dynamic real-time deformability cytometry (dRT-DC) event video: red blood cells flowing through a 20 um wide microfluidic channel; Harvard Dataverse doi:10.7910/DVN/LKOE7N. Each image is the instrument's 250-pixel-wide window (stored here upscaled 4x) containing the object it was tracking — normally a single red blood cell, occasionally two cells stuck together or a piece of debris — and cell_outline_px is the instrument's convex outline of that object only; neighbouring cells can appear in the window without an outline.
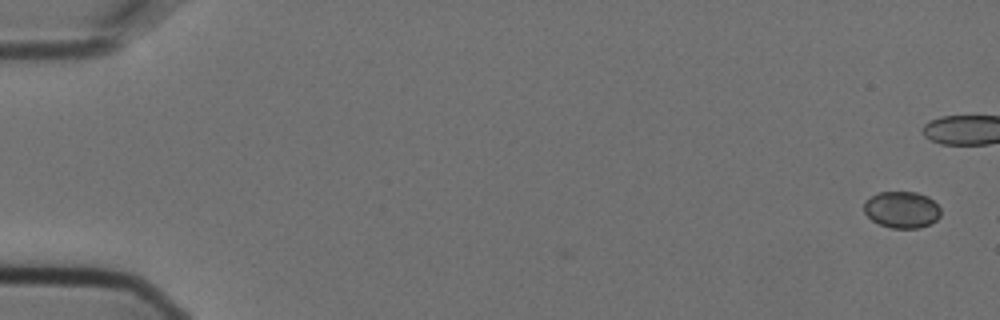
{"species": "Egyptian fruit bat (a non-hibernating species)", "species_latin": "Rousettus aegyptiacus", "temperature_condition": "cold", "stored_images_in_passage": 3, "camera_frame_rate_fps": 3000, "um_per_image_px": 0.085, "animal": {"sex": "female"}, "frame": {"image": 1, "passage_image": 1, "time_ms": 0.0, "image_size_px": [1000, 320], "cell_outline_px": [[940, 216], [936, 220], [920, 228], [892, 228], [880, 224], [872, 220], [864, 212], [864, 200], [880, 192], [916, 192], [928, 196], [940, 208]], "centroid_in_image_um": [76.64, 17.82], "position_along_channel_um": 8.4, "area_um2": 16.3}}